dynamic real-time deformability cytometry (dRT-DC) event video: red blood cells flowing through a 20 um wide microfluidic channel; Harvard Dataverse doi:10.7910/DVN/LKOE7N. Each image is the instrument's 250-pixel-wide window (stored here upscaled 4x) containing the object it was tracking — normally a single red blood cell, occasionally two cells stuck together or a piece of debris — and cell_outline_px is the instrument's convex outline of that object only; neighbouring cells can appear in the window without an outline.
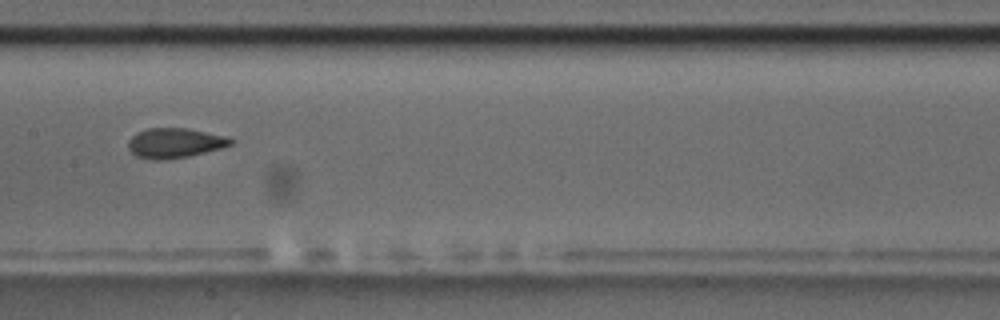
{"species": "common noctule bat (a hibernating species)", "species_latin": "Nyctalus noctula", "temperature_condition": "room temperature", "stored_images_in_passage": 11, "camera_frame_rate_fps": 3000, "um_per_image_px": 0.085, "animal": {"sex": "male", "body_mass_g": 17.5, "forearm_length_mm": 52.3}, "frame": {"image": 1, "passage_image": 4, "time_ms": 4.333, "image_size_px": [1000, 320], "cell_outline_px": [[236, 140], [232, 144], [220, 148], [188, 156], [164, 160], [152, 160], [136, 156], [128, 148], [128, 140], [136, 132], [148, 128], [188, 128], [228, 136]], "centroid_in_image_um": [14.86, 12.14], "position_along_channel_um": 192.5, "area_um2": 17.98}}
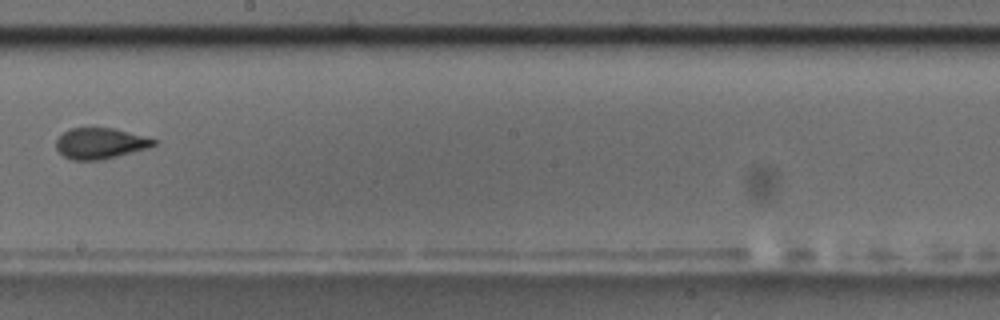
{"frame": {"image": 2, "passage_image": 5, "time_ms": 5.667, "image_size_px": [1000, 320], "cell_outline_px": [[160, 140], [156, 144], [148, 148], [100, 160], [72, 160], [64, 156], [56, 148], [56, 140], [68, 128], [112, 128]], "centroid_in_image_um": [8.53, 12.18], "position_along_channel_um": 239.7, "area_um2": 17.46}}